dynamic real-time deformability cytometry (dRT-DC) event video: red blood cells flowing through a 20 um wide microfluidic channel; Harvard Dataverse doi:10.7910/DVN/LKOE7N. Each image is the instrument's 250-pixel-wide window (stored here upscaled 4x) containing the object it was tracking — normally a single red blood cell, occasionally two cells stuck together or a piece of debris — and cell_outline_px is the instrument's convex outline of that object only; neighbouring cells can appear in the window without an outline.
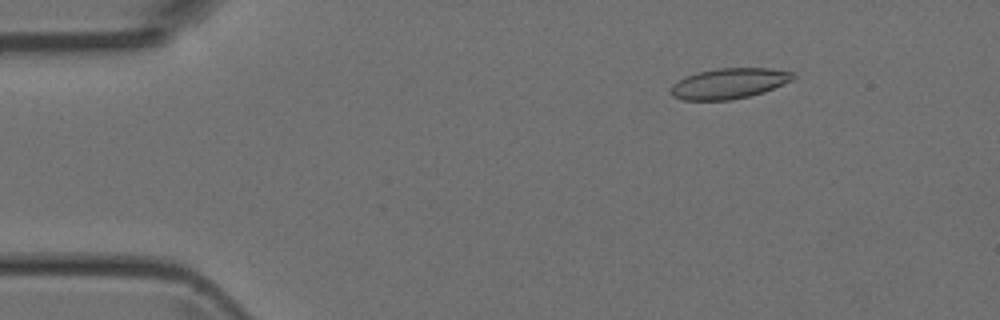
{"species": "Egyptian fruit bat (a non-hibernating species)", "species_latin": "Rousettus aegyptiacus", "temperature_condition": "room temperature", "stored_images_in_passage": 48, "camera_frame_rate_fps": 3000, "um_per_image_px": 0.085, "animal": {"sex": "female"}, "frame": {"image": 1, "passage_image": 7, "time_ms": 2.0, "image_size_px": [1000, 320], "cell_outline_px": [[796, 76], [792, 80], [764, 92], [748, 96], [728, 100], [684, 100], [672, 96], [668, 92], [672, 84], [684, 76], [716, 68], [772, 68], [796, 72]], "centroid_in_image_um": [61.96, 7.08], "position_along_channel_um": 23.0, "area_um2": 21.91}}
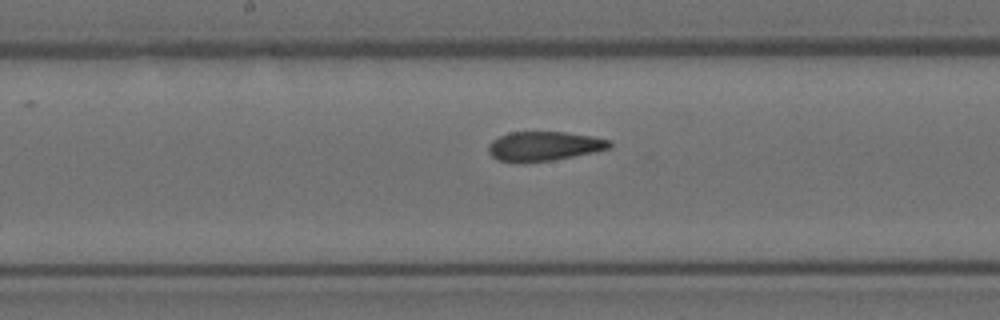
{"frame": {"image": 2, "passage_image": 25, "time_ms": 8.0, "image_size_px": [1000, 320], "cell_outline_px": [[612, 148], [596, 152], [552, 160], [496, 160], [488, 152], [488, 144], [492, 140], [508, 132], [564, 132], [592, 136], [612, 140]], "centroid_in_image_um": [46.31, 12.39], "position_along_channel_um": 201.9, "area_um2": 20.4}}
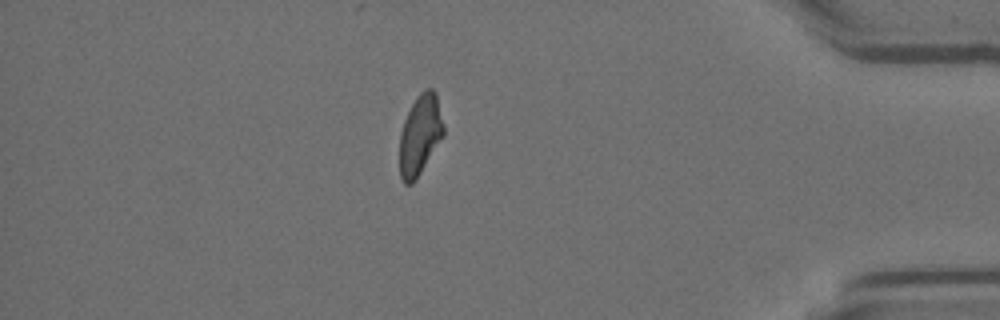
{"frame": {"image": 3, "passage_image": 42, "time_ms": 13.667, "image_size_px": [1000, 320], "cell_outline_px": [[444, 136], [412, 184], [404, 184], [400, 176], [400, 132], [404, 120], [416, 96], [424, 88], [432, 88], [436, 92], [444, 124]], "centroid_in_image_um": [35.71, 11.43], "position_along_channel_um": 399.5, "area_um2": 20.58}}